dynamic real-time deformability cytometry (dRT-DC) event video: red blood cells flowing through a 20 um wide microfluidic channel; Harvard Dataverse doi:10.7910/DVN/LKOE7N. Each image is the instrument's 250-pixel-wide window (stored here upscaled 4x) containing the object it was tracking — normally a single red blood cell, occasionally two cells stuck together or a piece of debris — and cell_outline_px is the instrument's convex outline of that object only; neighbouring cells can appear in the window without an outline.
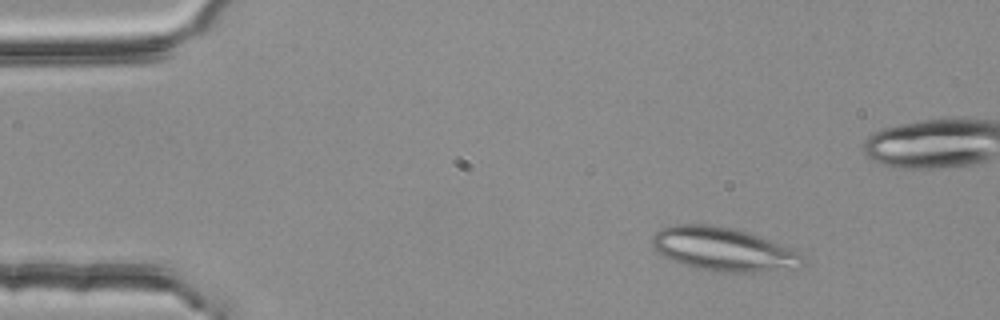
{"species": "common noctule bat (a hibernating species)", "species_latin": "Nyctalus noctula", "temperature_condition": "room temperature", "stored_images_in_passage": 4, "camera_frame_rate_fps": 3000, "um_per_image_px": 0.085, "animal": {"sex": "female", "body_mass_g": 25.1}, "frame": {"image": 1, "passage_image": 1, "time_ms": 0.0, "image_size_px": [1000, 320], "cell_outline_px": [[804, 264], [756, 272], [712, 272], [680, 264], [664, 256], [652, 244], [652, 236], [660, 228], [676, 224], [704, 224], [732, 228], [792, 248], [800, 252], [804, 256]], "centroid_in_image_um": [61.42, 21.18], "position_along_channel_um": 23.6, "area_um2": 37.57}}